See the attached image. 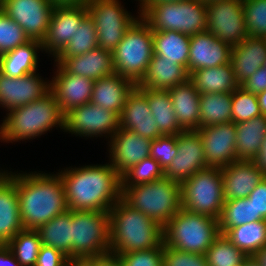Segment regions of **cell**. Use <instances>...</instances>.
Returning a JSON list of instances; mask_svg holds the SVG:
<instances>
[{
  "instance_id": "obj_47",
  "label": "cell",
  "mask_w": 266,
  "mask_h": 266,
  "mask_svg": "<svg viewBox=\"0 0 266 266\" xmlns=\"http://www.w3.org/2000/svg\"><path fill=\"white\" fill-rule=\"evenodd\" d=\"M123 266H163V243L153 249L119 255Z\"/></svg>"
},
{
  "instance_id": "obj_41",
  "label": "cell",
  "mask_w": 266,
  "mask_h": 266,
  "mask_svg": "<svg viewBox=\"0 0 266 266\" xmlns=\"http://www.w3.org/2000/svg\"><path fill=\"white\" fill-rule=\"evenodd\" d=\"M98 46V36L94 21L88 15L67 45L55 57L82 55Z\"/></svg>"
},
{
  "instance_id": "obj_62",
  "label": "cell",
  "mask_w": 266,
  "mask_h": 266,
  "mask_svg": "<svg viewBox=\"0 0 266 266\" xmlns=\"http://www.w3.org/2000/svg\"><path fill=\"white\" fill-rule=\"evenodd\" d=\"M202 3H205V4H210V3H213V2H217V1H222V0H200Z\"/></svg>"
},
{
  "instance_id": "obj_2",
  "label": "cell",
  "mask_w": 266,
  "mask_h": 266,
  "mask_svg": "<svg viewBox=\"0 0 266 266\" xmlns=\"http://www.w3.org/2000/svg\"><path fill=\"white\" fill-rule=\"evenodd\" d=\"M3 171L16 183L24 229L36 230L68 210L63 180L57 172Z\"/></svg>"
},
{
  "instance_id": "obj_49",
  "label": "cell",
  "mask_w": 266,
  "mask_h": 266,
  "mask_svg": "<svg viewBox=\"0 0 266 266\" xmlns=\"http://www.w3.org/2000/svg\"><path fill=\"white\" fill-rule=\"evenodd\" d=\"M255 208V221L266 220V177L248 196Z\"/></svg>"
},
{
  "instance_id": "obj_36",
  "label": "cell",
  "mask_w": 266,
  "mask_h": 266,
  "mask_svg": "<svg viewBox=\"0 0 266 266\" xmlns=\"http://www.w3.org/2000/svg\"><path fill=\"white\" fill-rule=\"evenodd\" d=\"M199 129L232 122V93H204L200 95Z\"/></svg>"
},
{
  "instance_id": "obj_56",
  "label": "cell",
  "mask_w": 266,
  "mask_h": 266,
  "mask_svg": "<svg viewBox=\"0 0 266 266\" xmlns=\"http://www.w3.org/2000/svg\"><path fill=\"white\" fill-rule=\"evenodd\" d=\"M185 0H141L138 6H153L161 3H177Z\"/></svg>"
},
{
  "instance_id": "obj_11",
  "label": "cell",
  "mask_w": 266,
  "mask_h": 266,
  "mask_svg": "<svg viewBox=\"0 0 266 266\" xmlns=\"http://www.w3.org/2000/svg\"><path fill=\"white\" fill-rule=\"evenodd\" d=\"M120 0H91L87 5L90 18L94 21L98 46L113 52L124 34L140 17L131 15Z\"/></svg>"
},
{
  "instance_id": "obj_39",
  "label": "cell",
  "mask_w": 266,
  "mask_h": 266,
  "mask_svg": "<svg viewBox=\"0 0 266 266\" xmlns=\"http://www.w3.org/2000/svg\"><path fill=\"white\" fill-rule=\"evenodd\" d=\"M6 246L20 266H35L42 243L36 230L23 229Z\"/></svg>"
},
{
  "instance_id": "obj_34",
  "label": "cell",
  "mask_w": 266,
  "mask_h": 266,
  "mask_svg": "<svg viewBox=\"0 0 266 266\" xmlns=\"http://www.w3.org/2000/svg\"><path fill=\"white\" fill-rule=\"evenodd\" d=\"M235 128L236 157L238 160L251 161L266 136V116L261 114L249 121L236 123Z\"/></svg>"
},
{
  "instance_id": "obj_16",
  "label": "cell",
  "mask_w": 266,
  "mask_h": 266,
  "mask_svg": "<svg viewBox=\"0 0 266 266\" xmlns=\"http://www.w3.org/2000/svg\"><path fill=\"white\" fill-rule=\"evenodd\" d=\"M44 79L38 72L17 78L0 72V107L8 112L42 99L51 90L50 80Z\"/></svg>"
},
{
  "instance_id": "obj_4",
  "label": "cell",
  "mask_w": 266,
  "mask_h": 266,
  "mask_svg": "<svg viewBox=\"0 0 266 266\" xmlns=\"http://www.w3.org/2000/svg\"><path fill=\"white\" fill-rule=\"evenodd\" d=\"M1 121V143L33 140L55 127L64 131V114L51 91L42 99L8 111Z\"/></svg>"
},
{
  "instance_id": "obj_29",
  "label": "cell",
  "mask_w": 266,
  "mask_h": 266,
  "mask_svg": "<svg viewBox=\"0 0 266 266\" xmlns=\"http://www.w3.org/2000/svg\"><path fill=\"white\" fill-rule=\"evenodd\" d=\"M189 76L184 66L153 54L145 76L137 84V87L169 90L177 84L185 82Z\"/></svg>"
},
{
  "instance_id": "obj_9",
  "label": "cell",
  "mask_w": 266,
  "mask_h": 266,
  "mask_svg": "<svg viewBox=\"0 0 266 266\" xmlns=\"http://www.w3.org/2000/svg\"><path fill=\"white\" fill-rule=\"evenodd\" d=\"M109 212L72 210V259L110 252Z\"/></svg>"
},
{
  "instance_id": "obj_43",
  "label": "cell",
  "mask_w": 266,
  "mask_h": 266,
  "mask_svg": "<svg viewBox=\"0 0 266 266\" xmlns=\"http://www.w3.org/2000/svg\"><path fill=\"white\" fill-rule=\"evenodd\" d=\"M261 115L257 95L239 86L232 92V122L241 123Z\"/></svg>"
},
{
  "instance_id": "obj_57",
  "label": "cell",
  "mask_w": 266,
  "mask_h": 266,
  "mask_svg": "<svg viewBox=\"0 0 266 266\" xmlns=\"http://www.w3.org/2000/svg\"><path fill=\"white\" fill-rule=\"evenodd\" d=\"M258 99V104L260 112L262 115L266 116V90L256 94Z\"/></svg>"
},
{
  "instance_id": "obj_28",
  "label": "cell",
  "mask_w": 266,
  "mask_h": 266,
  "mask_svg": "<svg viewBox=\"0 0 266 266\" xmlns=\"http://www.w3.org/2000/svg\"><path fill=\"white\" fill-rule=\"evenodd\" d=\"M177 122L184 131L198 130L200 122V93L189 78L168 90Z\"/></svg>"
},
{
  "instance_id": "obj_15",
  "label": "cell",
  "mask_w": 266,
  "mask_h": 266,
  "mask_svg": "<svg viewBox=\"0 0 266 266\" xmlns=\"http://www.w3.org/2000/svg\"><path fill=\"white\" fill-rule=\"evenodd\" d=\"M177 155L164 170L165 178L182 184L198 171L207 169L202 139L196 130L177 134Z\"/></svg>"
},
{
  "instance_id": "obj_26",
  "label": "cell",
  "mask_w": 266,
  "mask_h": 266,
  "mask_svg": "<svg viewBox=\"0 0 266 266\" xmlns=\"http://www.w3.org/2000/svg\"><path fill=\"white\" fill-rule=\"evenodd\" d=\"M136 86L133 81L118 73L105 76L94 81L90 102L120 117L128 95Z\"/></svg>"
},
{
  "instance_id": "obj_55",
  "label": "cell",
  "mask_w": 266,
  "mask_h": 266,
  "mask_svg": "<svg viewBox=\"0 0 266 266\" xmlns=\"http://www.w3.org/2000/svg\"><path fill=\"white\" fill-rule=\"evenodd\" d=\"M54 6H86L91 0H49Z\"/></svg>"
},
{
  "instance_id": "obj_10",
  "label": "cell",
  "mask_w": 266,
  "mask_h": 266,
  "mask_svg": "<svg viewBox=\"0 0 266 266\" xmlns=\"http://www.w3.org/2000/svg\"><path fill=\"white\" fill-rule=\"evenodd\" d=\"M182 208L219 219L224 205L222 169L208 167L181 184Z\"/></svg>"
},
{
  "instance_id": "obj_21",
  "label": "cell",
  "mask_w": 266,
  "mask_h": 266,
  "mask_svg": "<svg viewBox=\"0 0 266 266\" xmlns=\"http://www.w3.org/2000/svg\"><path fill=\"white\" fill-rule=\"evenodd\" d=\"M232 47L218 40L209 31L190 36L188 74L193 71L230 63Z\"/></svg>"
},
{
  "instance_id": "obj_30",
  "label": "cell",
  "mask_w": 266,
  "mask_h": 266,
  "mask_svg": "<svg viewBox=\"0 0 266 266\" xmlns=\"http://www.w3.org/2000/svg\"><path fill=\"white\" fill-rule=\"evenodd\" d=\"M43 52L42 42L30 40L12 51L0 55V72L17 78L39 71V52Z\"/></svg>"
},
{
  "instance_id": "obj_63",
  "label": "cell",
  "mask_w": 266,
  "mask_h": 266,
  "mask_svg": "<svg viewBox=\"0 0 266 266\" xmlns=\"http://www.w3.org/2000/svg\"><path fill=\"white\" fill-rule=\"evenodd\" d=\"M263 67H265V68H266V61L263 63Z\"/></svg>"
},
{
  "instance_id": "obj_51",
  "label": "cell",
  "mask_w": 266,
  "mask_h": 266,
  "mask_svg": "<svg viewBox=\"0 0 266 266\" xmlns=\"http://www.w3.org/2000/svg\"><path fill=\"white\" fill-rule=\"evenodd\" d=\"M246 91L259 93L266 90V68L260 67L241 85Z\"/></svg>"
},
{
  "instance_id": "obj_40",
  "label": "cell",
  "mask_w": 266,
  "mask_h": 266,
  "mask_svg": "<svg viewBox=\"0 0 266 266\" xmlns=\"http://www.w3.org/2000/svg\"><path fill=\"white\" fill-rule=\"evenodd\" d=\"M208 266H241L248 256L220 234L205 253Z\"/></svg>"
},
{
  "instance_id": "obj_38",
  "label": "cell",
  "mask_w": 266,
  "mask_h": 266,
  "mask_svg": "<svg viewBox=\"0 0 266 266\" xmlns=\"http://www.w3.org/2000/svg\"><path fill=\"white\" fill-rule=\"evenodd\" d=\"M220 234L230 228L255 222V208L248 197L225 201L218 219Z\"/></svg>"
},
{
  "instance_id": "obj_32",
  "label": "cell",
  "mask_w": 266,
  "mask_h": 266,
  "mask_svg": "<svg viewBox=\"0 0 266 266\" xmlns=\"http://www.w3.org/2000/svg\"><path fill=\"white\" fill-rule=\"evenodd\" d=\"M42 245L55 248L72 259V210L57 215L36 229Z\"/></svg>"
},
{
  "instance_id": "obj_1",
  "label": "cell",
  "mask_w": 266,
  "mask_h": 266,
  "mask_svg": "<svg viewBox=\"0 0 266 266\" xmlns=\"http://www.w3.org/2000/svg\"><path fill=\"white\" fill-rule=\"evenodd\" d=\"M63 169L57 173L63 180L68 210L109 212L122 198L121 175L108 162Z\"/></svg>"
},
{
  "instance_id": "obj_37",
  "label": "cell",
  "mask_w": 266,
  "mask_h": 266,
  "mask_svg": "<svg viewBox=\"0 0 266 266\" xmlns=\"http://www.w3.org/2000/svg\"><path fill=\"white\" fill-rule=\"evenodd\" d=\"M225 235L247 256H254L266 245V220H258L230 228Z\"/></svg>"
},
{
  "instance_id": "obj_35",
  "label": "cell",
  "mask_w": 266,
  "mask_h": 266,
  "mask_svg": "<svg viewBox=\"0 0 266 266\" xmlns=\"http://www.w3.org/2000/svg\"><path fill=\"white\" fill-rule=\"evenodd\" d=\"M154 54L184 66L188 71L190 36L181 32L153 31Z\"/></svg>"
},
{
  "instance_id": "obj_27",
  "label": "cell",
  "mask_w": 266,
  "mask_h": 266,
  "mask_svg": "<svg viewBox=\"0 0 266 266\" xmlns=\"http://www.w3.org/2000/svg\"><path fill=\"white\" fill-rule=\"evenodd\" d=\"M0 169V245H6L24 228L20 220L16 183Z\"/></svg>"
},
{
  "instance_id": "obj_14",
  "label": "cell",
  "mask_w": 266,
  "mask_h": 266,
  "mask_svg": "<svg viewBox=\"0 0 266 266\" xmlns=\"http://www.w3.org/2000/svg\"><path fill=\"white\" fill-rule=\"evenodd\" d=\"M54 5L49 0H1L0 8L20 27L30 40L46 37Z\"/></svg>"
},
{
  "instance_id": "obj_46",
  "label": "cell",
  "mask_w": 266,
  "mask_h": 266,
  "mask_svg": "<svg viewBox=\"0 0 266 266\" xmlns=\"http://www.w3.org/2000/svg\"><path fill=\"white\" fill-rule=\"evenodd\" d=\"M177 135H161L151 141L150 157L165 170L177 155Z\"/></svg>"
},
{
  "instance_id": "obj_33",
  "label": "cell",
  "mask_w": 266,
  "mask_h": 266,
  "mask_svg": "<svg viewBox=\"0 0 266 266\" xmlns=\"http://www.w3.org/2000/svg\"><path fill=\"white\" fill-rule=\"evenodd\" d=\"M146 95L152 116L162 135H177L184 130L177 122L172 99L168 90L139 87Z\"/></svg>"
},
{
  "instance_id": "obj_20",
  "label": "cell",
  "mask_w": 266,
  "mask_h": 266,
  "mask_svg": "<svg viewBox=\"0 0 266 266\" xmlns=\"http://www.w3.org/2000/svg\"><path fill=\"white\" fill-rule=\"evenodd\" d=\"M54 76L50 80L51 92L56 97L63 114L69 110L87 104L91 100L94 80L66 72L54 62Z\"/></svg>"
},
{
  "instance_id": "obj_3",
  "label": "cell",
  "mask_w": 266,
  "mask_h": 266,
  "mask_svg": "<svg viewBox=\"0 0 266 266\" xmlns=\"http://www.w3.org/2000/svg\"><path fill=\"white\" fill-rule=\"evenodd\" d=\"M109 229L110 252L118 256L153 249L164 242L163 227L122 198L109 211Z\"/></svg>"
},
{
  "instance_id": "obj_52",
  "label": "cell",
  "mask_w": 266,
  "mask_h": 266,
  "mask_svg": "<svg viewBox=\"0 0 266 266\" xmlns=\"http://www.w3.org/2000/svg\"><path fill=\"white\" fill-rule=\"evenodd\" d=\"M89 266H123L118 255L111 252L104 255L84 259Z\"/></svg>"
},
{
  "instance_id": "obj_54",
  "label": "cell",
  "mask_w": 266,
  "mask_h": 266,
  "mask_svg": "<svg viewBox=\"0 0 266 266\" xmlns=\"http://www.w3.org/2000/svg\"><path fill=\"white\" fill-rule=\"evenodd\" d=\"M0 266H20L6 245H0Z\"/></svg>"
},
{
  "instance_id": "obj_12",
  "label": "cell",
  "mask_w": 266,
  "mask_h": 266,
  "mask_svg": "<svg viewBox=\"0 0 266 266\" xmlns=\"http://www.w3.org/2000/svg\"><path fill=\"white\" fill-rule=\"evenodd\" d=\"M119 119L115 112L88 102L64 114L63 132L85 139L104 136L109 141L119 129Z\"/></svg>"
},
{
  "instance_id": "obj_42",
  "label": "cell",
  "mask_w": 266,
  "mask_h": 266,
  "mask_svg": "<svg viewBox=\"0 0 266 266\" xmlns=\"http://www.w3.org/2000/svg\"><path fill=\"white\" fill-rule=\"evenodd\" d=\"M164 170L153 158L148 157L135 164L122 176V186L153 182L164 178Z\"/></svg>"
},
{
  "instance_id": "obj_7",
  "label": "cell",
  "mask_w": 266,
  "mask_h": 266,
  "mask_svg": "<svg viewBox=\"0 0 266 266\" xmlns=\"http://www.w3.org/2000/svg\"><path fill=\"white\" fill-rule=\"evenodd\" d=\"M138 11L153 31L173 30L189 36L207 31L206 4L200 0L139 6Z\"/></svg>"
},
{
  "instance_id": "obj_5",
  "label": "cell",
  "mask_w": 266,
  "mask_h": 266,
  "mask_svg": "<svg viewBox=\"0 0 266 266\" xmlns=\"http://www.w3.org/2000/svg\"><path fill=\"white\" fill-rule=\"evenodd\" d=\"M122 199L161 227L182 208L181 184L168 178L122 186Z\"/></svg>"
},
{
  "instance_id": "obj_45",
  "label": "cell",
  "mask_w": 266,
  "mask_h": 266,
  "mask_svg": "<svg viewBox=\"0 0 266 266\" xmlns=\"http://www.w3.org/2000/svg\"><path fill=\"white\" fill-rule=\"evenodd\" d=\"M249 36L266 37V0H243Z\"/></svg>"
},
{
  "instance_id": "obj_48",
  "label": "cell",
  "mask_w": 266,
  "mask_h": 266,
  "mask_svg": "<svg viewBox=\"0 0 266 266\" xmlns=\"http://www.w3.org/2000/svg\"><path fill=\"white\" fill-rule=\"evenodd\" d=\"M163 266H208L204 254L188 253L172 247L163 242Z\"/></svg>"
},
{
  "instance_id": "obj_59",
  "label": "cell",
  "mask_w": 266,
  "mask_h": 266,
  "mask_svg": "<svg viewBox=\"0 0 266 266\" xmlns=\"http://www.w3.org/2000/svg\"><path fill=\"white\" fill-rule=\"evenodd\" d=\"M241 266H260V265L253 256H248V258L243 262Z\"/></svg>"
},
{
  "instance_id": "obj_17",
  "label": "cell",
  "mask_w": 266,
  "mask_h": 266,
  "mask_svg": "<svg viewBox=\"0 0 266 266\" xmlns=\"http://www.w3.org/2000/svg\"><path fill=\"white\" fill-rule=\"evenodd\" d=\"M203 143L208 167L223 168L239 161L236 157V128L234 122L205 126L196 130Z\"/></svg>"
},
{
  "instance_id": "obj_6",
  "label": "cell",
  "mask_w": 266,
  "mask_h": 266,
  "mask_svg": "<svg viewBox=\"0 0 266 266\" xmlns=\"http://www.w3.org/2000/svg\"><path fill=\"white\" fill-rule=\"evenodd\" d=\"M220 235L219 221L181 208L163 228L164 244L188 253L204 254Z\"/></svg>"
},
{
  "instance_id": "obj_53",
  "label": "cell",
  "mask_w": 266,
  "mask_h": 266,
  "mask_svg": "<svg viewBox=\"0 0 266 266\" xmlns=\"http://www.w3.org/2000/svg\"><path fill=\"white\" fill-rule=\"evenodd\" d=\"M251 162L266 176V136L264 137L258 153Z\"/></svg>"
},
{
  "instance_id": "obj_24",
  "label": "cell",
  "mask_w": 266,
  "mask_h": 266,
  "mask_svg": "<svg viewBox=\"0 0 266 266\" xmlns=\"http://www.w3.org/2000/svg\"><path fill=\"white\" fill-rule=\"evenodd\" d=\"M265 177L251 161L239 160L223 167L224 201L248 197Z\"/></svg>"
},
{
  "instance_id": "obj_19",
  "label": "cell",
  "mask_w": 266,
  "mask_h": 266,
  "mask_svg": "<svg viewBox=\"0 0 266 266\" xmlns=\"http://www.w3.org/2000/svg\"><path fill=\"white\" fill-rule=\"evenodd\" d=\"M151 139L120 128L108 141L109 163L122 176L135 164L150 157Z\"/></svg>"
},
{
  "instance_id": "obj_13",
  "label": "cell",
  "mask_w": 266,
  "mask_h": 266,
  "mask_svg": "<svg viewBox=\"0 0 266 266\" xmlns=\"http://www.w3.org/2000/svg\"><path fill=\"white\" fill-rule=\"evenodd\" d=\"M207 31L231 47L249 36L246 28L243 0H222L206 4Z\"/></svg>"
},
{
  "instance_id": "obj_23",
  "label": "cell",
  "mask_w": 266,
  "mask_h": 266,
  "mask_svg": "<svg viewBox=\"0 0 266 266\" xmlns=\"http://www.w3.org/2000/svg\"><path fill=\"white\" fill-rule=\"evenodd\" d=\"M53 60L66 72L94 81L116 73L113 53L99 46L82 55L54 57Z\"/></svg>"
},
{
  "instance_id": "obj_18",
  "label": "cell",
  "mask_w": 266,
  "mask_h": 266,
  "mask_svg": "<svg viewBox=\"0 0 266 266\" xmlns=\"http://www.w3.org/2000/svg\"><path fill=\"white\" fill-rule=\"evenodd\" d=\"M87 16L86 6H55L46 37L42 41L43 52L54 58L74 37Z\"/></svg>"
},
{
  "instance_id": "obj_22",
  "label": "cell",
  "mask_w": 266,
  "mask_h": 266,
  "mask_svg": "<svg viewBox=\"0 0 266 266\" xmlns=\"http://www.w3.org/2000/svg\"><path fill=\"white\" fill-rule=\"evenodd\" d=\"M119 127L134 131L138 135L151 140L162 135L154 116H152L147 95L137 86L125 101L119 119Z\"/></svg>"
},
{
  "instance_id": "obj_8",
  "label": "cell",
  "mask_w": 266,
  "mask_h": 266,
  "mask_svg": "<svg viewBox=\"0 0 266 266\" xmlns=\"http://www.w3.org/2000/svg\"><path fill=\"white\" fill-rule=\"evenodd\" d=\"M112 53L116 73L137 85L145 76L154 54L153 30L139 17Z\"/></svg>"
},
{
  "instance_id": "obj_25",
  "label": "cell",
  "mask_w": 266,
  "mask_h": 266,
  "mask_svg": "<svg viewBox=\"0 0 266 266\" xmlns=\"http://www.w3.org/2000/svg\"><path fill=\"white\" fill-rule=\"evenodd\" d=\"M266 61V38L247 36L232 47L230 63L236 82L241 85Z\"/></svg>"
},
{
  "instance_id": "obj_61",
  "label": "cell",
  "mask_w": 266,
  "mask_h": 266,
  "mask_svg": "<svg viewBox=\"0 0 266 266\" xmlns=\"http://www.w3.org/2000/svg\"><path fill=\"white\" fill-rule=\"evenodd\" d=\"M77 260L76 259H69L64 265L62 266H72Z\"/></svg>"
},
{
  "instance_id": "obj_31",
  "label": "cell",
  "mask_w": 266,
  "mask_h": 266,
  "mask_svg": "<svg viewBox=\"0 0 266 266\" xmlns=\"http://www.w3.org/2000/svg\"><path fill=\"white\" fill-rule=\"evenodd\" d=\"M189 78L200 94L232 93L240 86L235 80L231 63L195 70Z\"/></svg>"
},
{
  "instance_id": "obj_50",
  "label": "cell",
  "mask_w": 266,
  "mask_h": 266,
  "mask_svg": "<svg viewBox=\"0 0 266 266\" xmlns=\"http://www.w3.org/2000/svg\"><path fill=\"white\" fill-rule=\"evenodd\" d=\"M69 259L55 248L42 245L35 266H62Z\"/></svg>"
},
{
  "instance_id": "obj_58",
  "label": "cell",
  "mask_w": 266,
  "mask_h": 266,
  "mask_svg": "<svg viewBox=\"0 0 266 266\" xmlns=\"http://www.w3.org/2000/svg\"><path fill=\"white\" fill-rule=\"evenodd\" d=\"M260 266H266V245L253 256Z\"/></svg>"
},
{
  "instance_id": "obj_60",
  "label": "cell",
  "mask_w": 266,
  "mask_h": 266,
  "mask_svg": "<svg viewBox=\"0 0 266 266\" xmlns=\"http://www.w3.org/2000/svg\"><path fill=\"white\" fill-rule=\"evenodd\" d=\"M72 266H89L84 260H77Z\"/></svg>"
},
{
  "instance_id": "obj_44",
  "label": "cell",
  "mask_w": 266,
  "mask_h": 266,
  "mask_svg": "<svg viewBox=\"0 0 266 266\" xmlns=\"http://www.w3.org/2000/svg\"><path fill=\"white\" fill-rule=\"evenodd\" d=\"M29 41L23 28L0 8V55Z\"/></svg>"
}]
</instances>
